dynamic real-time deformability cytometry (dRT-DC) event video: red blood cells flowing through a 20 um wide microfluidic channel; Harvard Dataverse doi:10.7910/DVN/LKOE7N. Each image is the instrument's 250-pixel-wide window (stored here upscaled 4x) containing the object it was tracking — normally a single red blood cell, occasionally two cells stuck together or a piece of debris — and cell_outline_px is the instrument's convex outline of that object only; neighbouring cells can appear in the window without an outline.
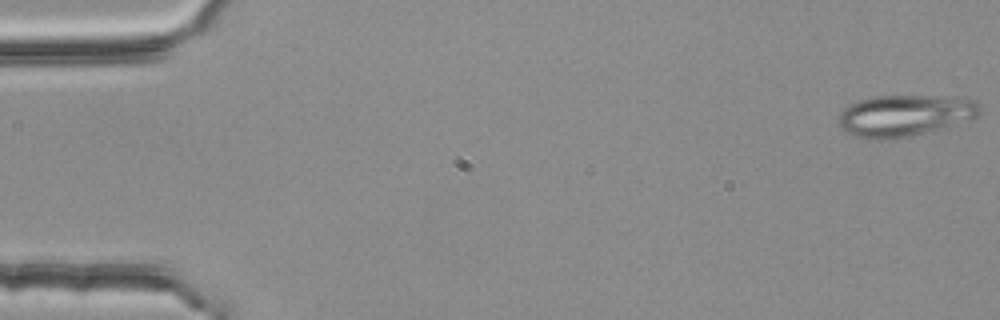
{"species": "common noctule bat (a hibernating species)", "species_latin": "Nyctalus noctula", "temperature_condition": "room temperature", "stored_images_in_passage": 4, "camera_frame_rate_fps": 3000, "um_per_image_px": 0.085, "animal": {"sex": "female", "body_mass_g": 25.1}, "frame": {"image": 1, "passage_image": 1, "time_ms": 0.0, "image_size_px": [1000, 320], "cell_outline_px": [[980, 112], [976, 116], [940, 128], [908, 136], [888, 140], [868, 140], [856, 136], [848, 132], [840, 124], [840, 112], [844, 108], [860, 100], [876, 96], [924, 96], [976, 100], [980, 104]], "centroid_in_image_um": [76.85, 9.83], "position_along_channel_um": 8.1, "area_um2": 33.23}}